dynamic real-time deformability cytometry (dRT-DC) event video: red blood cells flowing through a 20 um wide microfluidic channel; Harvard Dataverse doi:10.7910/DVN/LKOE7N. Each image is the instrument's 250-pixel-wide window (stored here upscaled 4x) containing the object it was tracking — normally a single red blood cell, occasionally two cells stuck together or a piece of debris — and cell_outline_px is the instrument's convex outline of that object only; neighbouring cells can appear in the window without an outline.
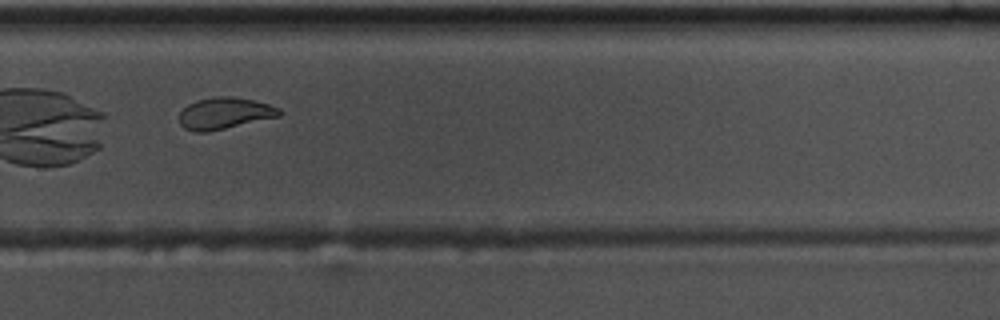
{"species": "common noctule bat (a hibernating species)", "species_latin": "Nyctalus noctula", "temperature_condition": "warm", "stored_images_in_passage": 28, "camera_frame_rate_fps": 3000, "um_per_image_px": 0.085, "animal": {"sex": "male", "body_mass_g": 17.5, "forearm_length_mm": 52.3}, "frame": {"image": 1, "passage_image": 20, "time_ms": 6.333, "image_size_px": [1000, 320], "cell_outline_px": [[284, 112], [280, 116], [208, 132], [196, 132], [184, 128], [180, 124], [180, 112], [188, 104], [196, 100], [216, 96], [232, 96], [252, 100], [268, 104], [280, 108]], "centroid_in_image_um": [19.1, 9.63], "position_along_channel_um": 310.7, "area_um2": 18.44}}